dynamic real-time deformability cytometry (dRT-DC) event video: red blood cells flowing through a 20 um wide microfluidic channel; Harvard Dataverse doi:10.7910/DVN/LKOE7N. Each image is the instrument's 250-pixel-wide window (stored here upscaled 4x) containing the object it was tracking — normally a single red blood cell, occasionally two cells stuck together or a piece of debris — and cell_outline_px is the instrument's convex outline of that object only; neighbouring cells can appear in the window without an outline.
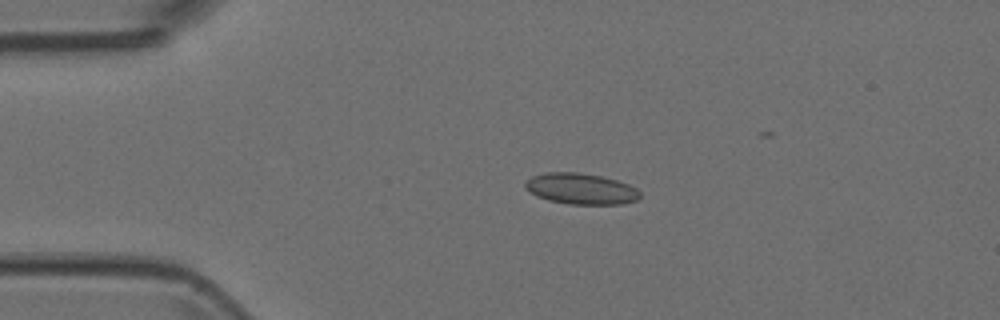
{"species": "Egyptian fruit bat (a non-hibernating species)", "species_latin": "Rousettus aegyptiacus", "temperature_condition": "room temperature", "stored_images_in_passage": 4, "camera_frame_rate_fps": 3000, "um_per_image_px": 0.085, "animal": {"sex": "female"}, "frame": {"image": 1, "passage_image": 3, "time_ms": 0.667, "image_size_px": [1000, 320], "cell_outline_px": [[640, 196], [636, 200], [620, 204], [568, 204], [548, 200], [536, 196], [524, 184], [532, 176], [548, 172], [576, 172], [600, 176], [616, 180], [628, 184], [636, 188], [640, 192]], "centroid_in_image_um": [49.39, 16.05], "position_along_channel_um": 35.6, "area_um2": 20.46}}